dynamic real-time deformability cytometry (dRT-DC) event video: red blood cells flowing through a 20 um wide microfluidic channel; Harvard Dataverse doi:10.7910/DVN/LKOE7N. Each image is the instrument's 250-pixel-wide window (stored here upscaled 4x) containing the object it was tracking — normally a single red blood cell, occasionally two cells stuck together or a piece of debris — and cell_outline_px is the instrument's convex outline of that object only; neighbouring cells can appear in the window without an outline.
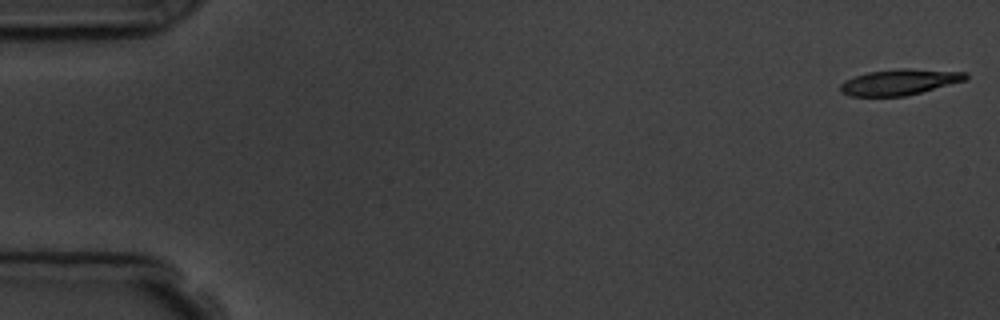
{"species": "common noctule bat (a hibernating species)", "species_latin": "Nyctalus noctula", "temperature_condition": "room temperature", "stored_images_in_passage": 3, "camera_frame_rate_fps": 3000, "um_per_image_px": 0.085, "animal": {"sex": "male", "body_mass_g": 19.5, "forearm_length_mm": 54.6}, "frame": {"image": 1, "passage_image": 1, "time_ms": 0.0, "image_size_px": [1000, 320], "cell_outline_px": [[968, 80], [904, 96], [852, 96], [840, 92], [840, 84], [844, 80], [868, 72], [900, 68], [908, 68], [968, 72]], "centroid_in_image_um": [76.48, 6.96], "position_along_channel_um": 8.5, "area_um2": 18.9}}